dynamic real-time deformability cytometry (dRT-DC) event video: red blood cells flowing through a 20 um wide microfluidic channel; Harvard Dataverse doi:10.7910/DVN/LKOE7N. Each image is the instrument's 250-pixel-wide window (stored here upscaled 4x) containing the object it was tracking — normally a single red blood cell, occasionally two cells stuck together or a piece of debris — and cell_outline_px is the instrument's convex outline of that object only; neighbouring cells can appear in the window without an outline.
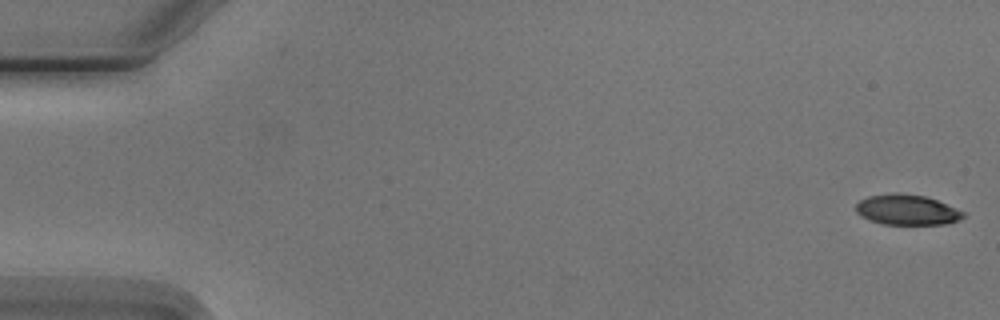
{"species": "Egyptian fruit bat (a non-hibernating species)", "species_latin": "Rousettus aegyptiacus", "temperature_condition": "cold", "stored_images_in_passage": 5, "camera_frame_rate_fps": 3000, "um_per_image_px": 0.085, "animal": {"sex": "male"}, "frame": {"image": 1, "passage_image": 1, "time_ms": 0.0, "image_size_px": [1000, 320], "cell_outline_px": [[964, 216], [960, 220], [944, 224], [884, 224], [868, 220], [860, 216], [856, 212], [856, 204], [860, 200], [868, 196], [892, 192], [896, 192], [924, 196], [936, 200], [964, 212]], "centroid_in_image_um": [77.04, 17.83], "position_along_channel_um": 8.0, "area_um2": 18.96}}